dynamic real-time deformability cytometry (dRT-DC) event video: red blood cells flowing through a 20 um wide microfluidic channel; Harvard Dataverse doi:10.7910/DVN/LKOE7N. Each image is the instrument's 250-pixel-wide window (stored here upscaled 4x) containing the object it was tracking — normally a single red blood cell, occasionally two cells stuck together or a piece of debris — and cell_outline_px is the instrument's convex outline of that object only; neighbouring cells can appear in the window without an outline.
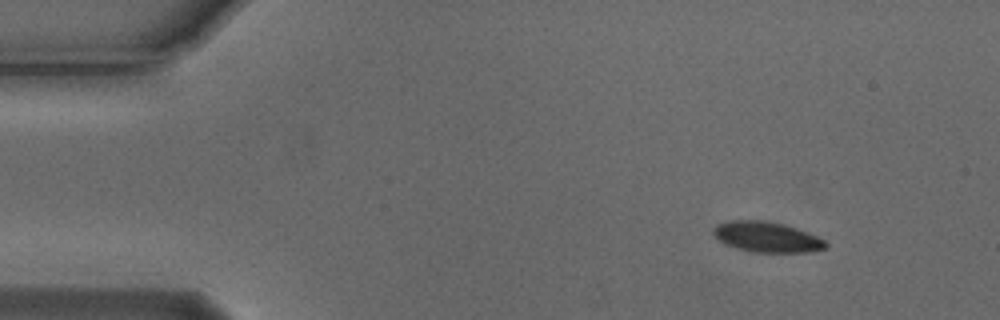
{"species": "Egyptian fruit bat (a non-hibernating species)", "species_latin": "Rousettus aegyptiacus", "temperature_condition": "cold", "stored_images_in_passage": 5, "camera_frame_rate_fps": 3000, "um_per_image_px": 0.085, "animal": {"sex": "male"}, "frame": {"image": 1, "passage_image": 1, "time_ms": 0.0, "image_size_px": [1000, 320], "cell_outline_px": [[828, 248], [812, 252], [752, 252], [736, 248], [724, 244], [712, 232], [712, 228], [716, 224], [728, 220], [764, 220], [784, 224], [808, 232], [824, 240], [828, 244]], "centroid_in_image_um": [65.18, 20.14], "position_along_channel_um": 19.8, "area_um2": 20.11}}
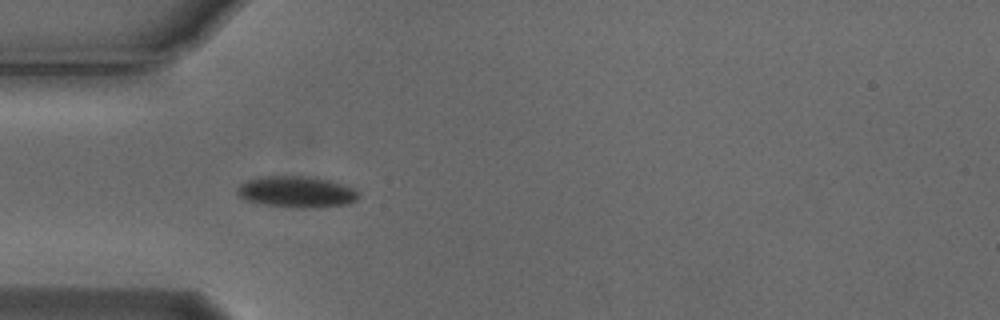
{"frame": {"image": 2, "passage_image": 4, "time_ms": 1.0, "image_size_px": [1000, 320], "cell_outline_px": [[360, 196], [356, 200], [348, 204], [320, 208], [296, 208], [264, 204], [244, 200], [236, 192], [236, 188], [240, 184], [248, 180], [260, 176], [308, 176], [328, 180], [352, 188], [360, 192]], "centroid_in_image_um": [25.2, 16.32], "position_along_channel_um": 59.8, "area_um2": 22.31}}
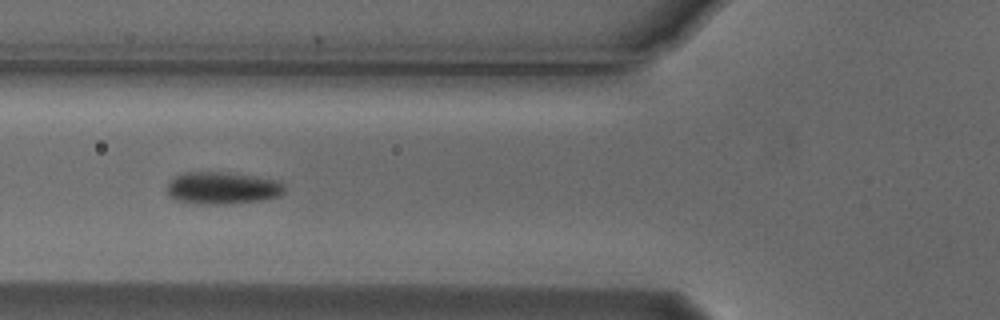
{"frame": {"image": 3, "passage_image": 5, "time_ms": 1.333, "image_size_px": [1000, 320], "cell_outline_px": [[284, 192], [280, 196], [264, 200], [216, 204], [208, 204], [176, 200], [168, 196], [168, 184], [176, 176], [184, 172], [220, 172], [256, 176], [280, 180], [284, 184]], "centroid_in_image_um": [18.95, 15.97], "position_along_channel_um": 106.8, "area_um2": 21.91}}